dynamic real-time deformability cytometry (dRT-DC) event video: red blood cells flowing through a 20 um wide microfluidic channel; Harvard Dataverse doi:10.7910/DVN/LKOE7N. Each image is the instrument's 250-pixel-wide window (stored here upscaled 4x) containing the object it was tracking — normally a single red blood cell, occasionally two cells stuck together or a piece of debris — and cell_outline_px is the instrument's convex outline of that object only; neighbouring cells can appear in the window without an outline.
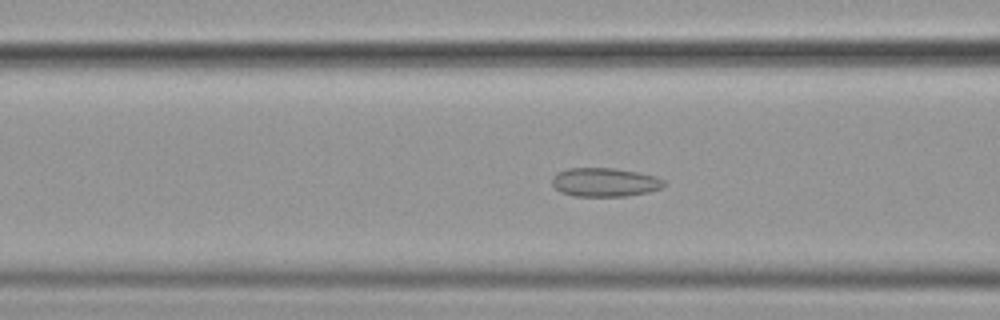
{"species": "common noctule bat (a hibernating species)", "species_latin": "Nyctalus noctula", "temperature_condition": "cold", "stored_images_in_passage": 57, "camera_frame_rate_fps": 3000, "um_per_image_px": 0.085, "animal": {"sex": "female", "body_mass_g": 19.9}, "frame": {"image": 1, "passage_image": 23, "time_ms": 7.333, "image_size_px": [1000, 320], "cell_outline_px": [[668, 184], [660, 188], [648, 192], [624, 196], [572, 196], [560, 192], [552, 184], [552, 176], [556, 172], [568, 168], [616, 168], [640, 172], [656, 176], [664, 180]], "centroid_in_image_um": [51.4, 15.48], "position_along_channel_um": 115.2, "area_um2": 19.02}}
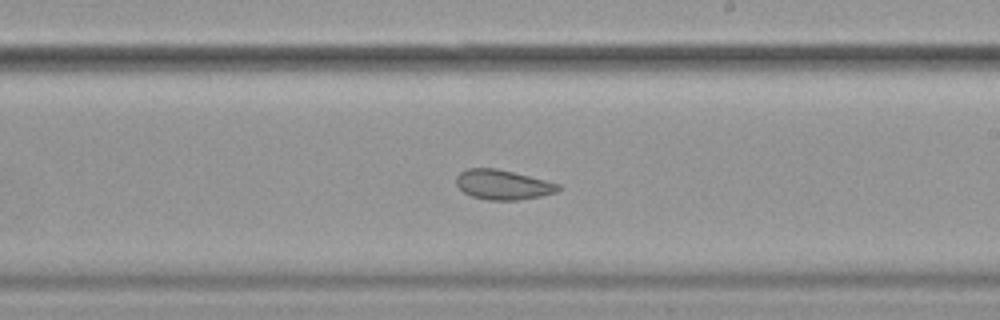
{"frame": {"image": 2, "passage_image": 34, "time_ms": 11.0, "image_size_px": [1000, 320], "cell_outline_px": [[560, 188], [556, 192], [540, 196], [516, 200], [488, 200], [472, 196], [464, 192], [456, 184], [456, 176], [460, 172], [468, 168], [496, 168], [560, 184]], "centroid_in_image_um": [42.71, 15.7], "position_along_channel_um": 246.3, "area_um2": 17.46}}
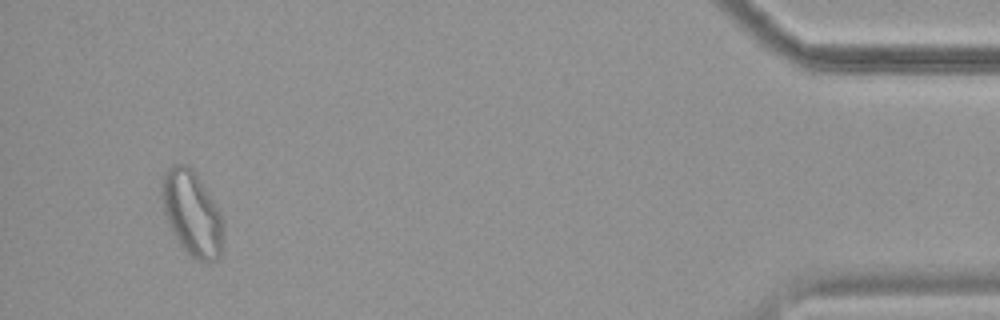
{"frame": {"image": 3, "passage_image": 54, "time_ms": 17.667, "image_size_px": [1000, 320], "cell_outline_px": [[224, 232], [220, 256], [216, 260], [208, 264], [204, 264], [196, 260], [180, 244], [172, 232], [164, 212], [160, 192], [160, 184], [164, 172], [172, 164], [188, 164], [196, 172], [220, 212], [224, 220]], "centroid_in_image_um": [16.32, 18.13], "position_along_channel_um": 418.9, "area_um2": 30.92}, "authors_computed_cell_mechanics": {"area_um2": 21.7906, "velocity_mm_per_s": 3.5843, "shape_relaxation_time_tau1_ms": null, "shape_relaxation_time_tau2_ms": 1.4939, "deformation_change_tau1": null, "deformation_change_tau2": 0.068}}